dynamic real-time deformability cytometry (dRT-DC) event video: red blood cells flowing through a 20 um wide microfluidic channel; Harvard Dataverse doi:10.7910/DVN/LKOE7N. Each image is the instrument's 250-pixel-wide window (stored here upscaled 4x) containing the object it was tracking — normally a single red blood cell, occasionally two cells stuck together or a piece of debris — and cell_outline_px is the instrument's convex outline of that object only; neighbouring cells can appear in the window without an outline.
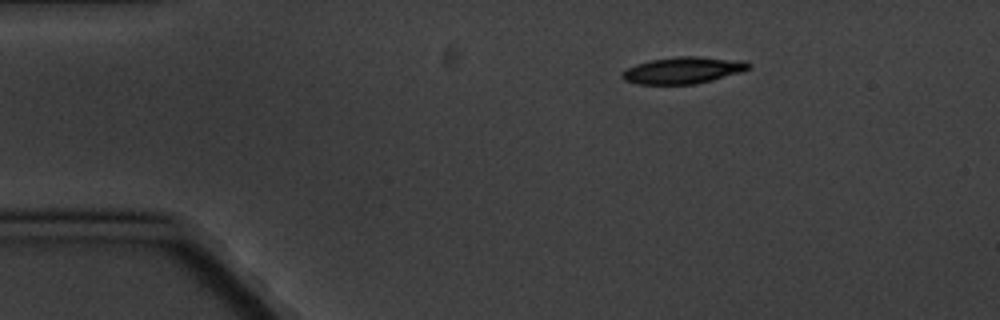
{"species": "common noctule bat (a hibernating species)", "species_latin": "Nyctalus noctula", "temperature_condition": "cold", "stored_images_in_passage": 2, "camera_frame_rate_fps": 3000, "um_per_image_px": 0.085, "animal": {"sex": "male", "body_mass_g": 20.1, "forearm_length_mm": 53.5}, "frame": {"image": 1, "passage_image": 1, "time_ms": 0.0, "image_size_px": [1000, 320], "cell_outline_px": [[752, 64], [748, 68], [740, 72], [712, 80], [696, 84], [636, 84], [624, 80], [620, 76], [620, 72], [636, 64], [652, 60], [676, 56], [696, 56], [744, 60]], "centroid_in_image_um": [58.04, 5.97], "position_along_channel_um": 27.0, "area_um2": 19.71}}